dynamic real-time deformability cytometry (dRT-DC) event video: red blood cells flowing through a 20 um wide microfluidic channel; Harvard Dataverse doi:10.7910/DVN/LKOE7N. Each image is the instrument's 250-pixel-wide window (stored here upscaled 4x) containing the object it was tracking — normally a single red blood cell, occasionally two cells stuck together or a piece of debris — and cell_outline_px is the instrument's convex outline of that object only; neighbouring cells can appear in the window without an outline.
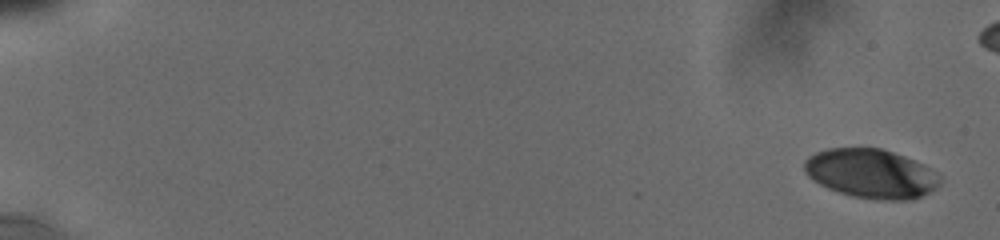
{"species": "human", "species_latin": "Homo sapiens", "temperature_condition": "cold", "stored_images_in_passage": 9, "camera_frame_rate_fps": 3000, "um_per_image_px": 0.085, "donor": {"sex": "male"}, "frame": {"image": 1, "passage_image": 1, "time_ms": 0.0, "image_size_px": [1000, 240], "cell_outline_px": [[940, 184], [936, 188], [912, 200], [880, 200], [852, 196], [828, 188], [812, 180], [804, 172], [804, 160], [808, 156], [816, 152], [828, 148], [880, 148], [904, 156], [924, 164], [940, 176]], "centroid_in_image_um": [74.02, 14.75], "position_along_channel_um": 11.0, "area_um2": 38.84}}